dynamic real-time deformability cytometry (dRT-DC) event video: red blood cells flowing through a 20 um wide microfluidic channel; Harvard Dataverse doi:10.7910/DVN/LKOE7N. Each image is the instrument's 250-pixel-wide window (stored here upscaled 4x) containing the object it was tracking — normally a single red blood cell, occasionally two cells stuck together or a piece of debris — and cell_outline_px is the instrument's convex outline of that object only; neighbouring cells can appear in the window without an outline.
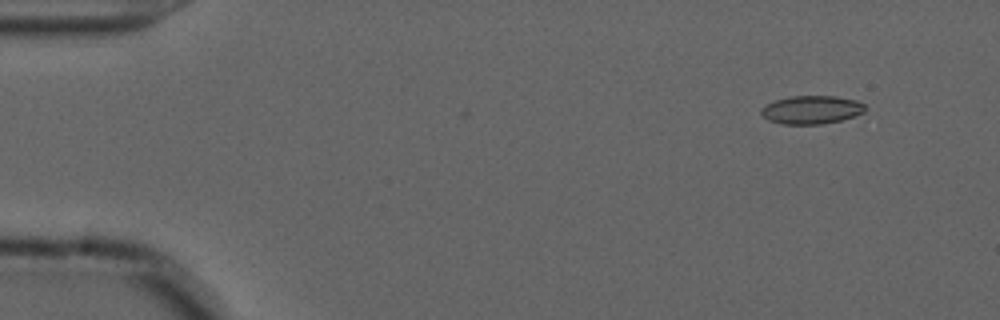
{"species": "common noctule bat (a hibernating species)", "species_latin": "Nyctalus noctula", "temperature_condition": "cold", "stored_images_in_passage": 46, "camera_frame_rate_fps": 3000, "um_per_image_px": 0.085, "animal": {"sex": "male", "forearm_length_mm": 52.5}, "frame": {"image": 1, "passage_image": 1, "time_ms": 0.0, "image_size_px": [1000, 320], "cell_outline_px": [[868, 108], [864, 112], [840, 120], [820, 124], [780, 124], [768, 120], [760, 112], [760, 108], [776, 100], [792, 96], [836, 96], [856, 100], [864, 104]], "centroid_in_image_um": [68.98, 9.33], "position_along_channel_um": 16.0, "area_um2": 17.05}}
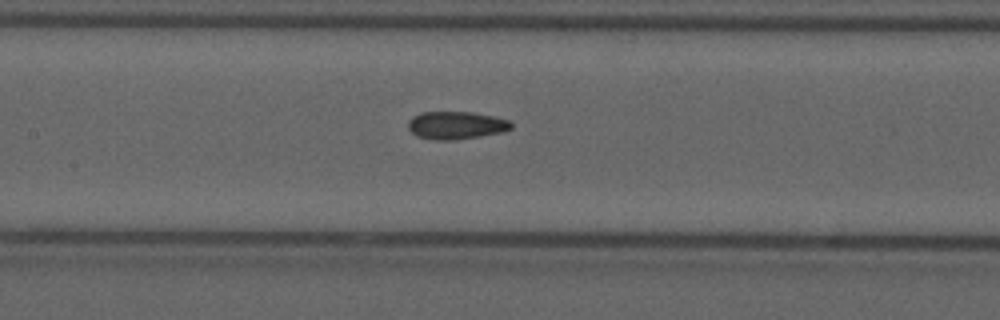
{"frame": {"image": 2, "passage_image": 22, "time_ms": 7.0, "image_size_px": [1000, 320], "cell_outline_px": [[512, 128], [504, 132], [456, 140], [436, 140], [416, 136], [408, 128], [408, 120], [412, 116], [420, 112], [472, 112], [492, 116], [508, 120], [512, 124]], "centroid_in_image_um": [38.75, 10.65], "position_along_channel_um": 168.7, "area_um2": 16.76}}
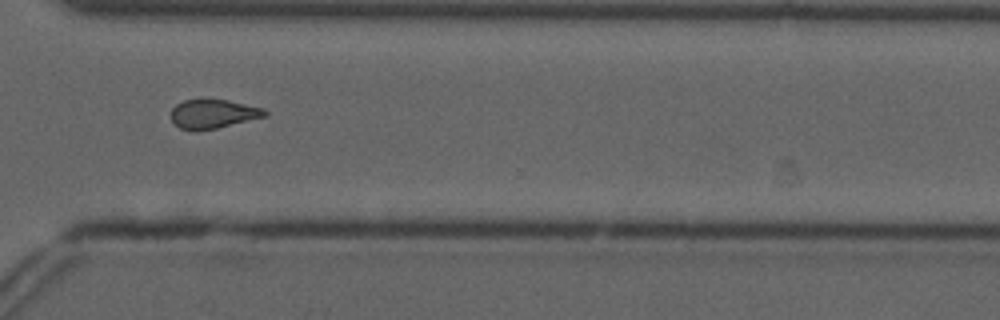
{"frame": {"image": 3, "passage_image": 37, "time_ms": 12.0, "image_size_px": [1000, 320], "cell_outline_px": [[268, 116], [216, 128], [180, 128], [172, 124], [172, 108], [176, 104], [184, 100], [228, 100], [264, 108], [268, 112]], "centroid_in_image_um": [18.16, 9.66], "position_along_channel_um": 352.4, "area_um2": 15.43}, "authors_computed_cell_mechanics": {"area_um2": 16.6464, "velocity_mm_per_s": 3.6854, "shape_relaxation_time_tau1_ms": null, "shape_relaxation_time_tau2_ms": 3.1655, "deformation_change_tau1": null, "deformation_change_tau2": 0.0897}}